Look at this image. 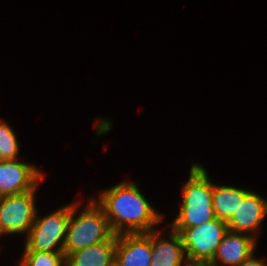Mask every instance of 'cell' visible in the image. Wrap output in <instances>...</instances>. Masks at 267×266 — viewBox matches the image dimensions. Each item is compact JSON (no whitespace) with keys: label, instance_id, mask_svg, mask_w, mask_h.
<instances>
[{"label":"cell","instance_id":"obj_6","mask_svg":"<svg viewBox=\"0 0 267 266\" xmlns=\"http://www.w3.org/2000/svg\"><path fill=\"white\" fill-rule=\"evenodd\" d=\"M35 190L0 197V238L28 234L38 211Z\"/></svg>","mask_w":267,"mask_h":266},{"label":"cell","instance_id":"obj_7","mask_svg":"<svg viewBox=\"0 0 267 266\" xmlns=\"http://www.w3.org/2000/svg\"><path fill=\"white\" fill-rule=\"evenodd\" d=\"M46 178L45 172L33 163L16 160L0 162V197L35 190Z\"/></svg>","mask_w":267,"mask_h":266},{"label":"cell","instance_id":"obj_2","mask_svg":"<svg viewBox=\"0 0 267 266\" xmlns=\"http://www.w3.org/2000/svg\"><path fill=\"white\" fill-rule=\"evenodd\" d=\"M188 181L181 188V202L177 216L169 228H189L216 218L213 209V180L203 164L194 162L189 169Z\"/></svg>","mask_w":267,"mask_h":266},{"label":"cell","instance_id":"obj_1","mask_svg":"<svg viewBox=\"0 0 267 266\" xmlns=\"http://www.w3.org/2000/svg\"><path fill=\"white\" fill-rule=\"evenodd\" d=\"M97 193L92 198L103 209L115 235L148 233L167 217L152 206L137 181H120Z\"/></svg>","mask_w":267,"mask_h":266},{"label":"cell","instance_id":"obj_3","mask_svg":"<svg viewBox=\"0 0 267 266\" xmlns=\"http://www.w3.org/2000/svg\"><path fill=\"white\" fill-rule=\"evenodd\" d=\"M79 201L70 203V218L63 247L66 257L77 250L108 241L114 235L103 209L92 197L82 206L83 209Z\"/></svg>","mask_w":267,"mask_h":266},{"label":"cell","instance_id":"obj_18","mask_svg":"<svg viewBox=\"0 0 267 266\" xmlns=\"http://www.w3.org/2000/svg\"><path fill=\"white\" fill-rule=\"evenodd\" d=\"M62 266H71V265L67 261H65Z\"/></svg>","mask_w":267,"mask_h":266},{"label":"cell","instance_id":"obj_9","mask_svg":"<svg viewBox=\"0 0 267 266\" xmlns=\"http://www.w3.org/2000/svg\"><path fill=\"white\" fill-rule=\"evenodd\" d=\"M151 260V231L117 235L114 266H150Z\"/></svg>","mask_w":267,"mask_h":266},{"label":"cell","instance_id":"obj_4","mask_svg":"<svg viewBox=\"0 0 267 266\" xmlns=\"http://www.w3.org/2000/svg\"><path fill=\"white\" fill-rule=\"evenodd\" d=\"M40 214L37 211L35 221L24 238L21 252L63 253L70 203L47 214Z\"/></svg>","mask_w":267,"mask_h":266},{"label":"cell","instance_id":"obj_17","mask_svg":"<svg viewBox=\"0 0 267 266\" xmlns=\"http://www.w3.org/2000/svg\"><path fill=\"white\" fill-rule=\"evenodd\" d=\"M184 266H211L210 263L187 262Z\"/></svg>","mask_w":267,"mask_h":266},{"label":"cell","instance_id":"obj_8","mask_svg":"<svg viewBox=\"0 0 267 266\" xmlns=\"http://www.w3.org/2000/svg\"><path fill=\"white\" fill-rule=\"evenodd\" d=\"M267 215V198L251 190L244 198L227 223L228 230L232 232L247 233L255 239L260 238L261 224Z\"/></svg>","mask_w":267,"mask_h":266},{"label":"cell","instance_id":"obj_13","mask_svg":"<svg viewBox=\"0 0 267 266\" xmlns=\"http://www.w3.org/2000/svg\"><path fill=\"white\" fill-rule=\"evenodd\" d=\"M250 191L251 189L246 187L239 188L213 182L212 200L216 218L228 223Z\"/></svg>","mask_w":267,"mask_h":266},{"label":"cell","instance_id":"obj_12","mask_svg":"<svg viewBox=\"0 0 267 266\" xmlns=\"http://www.w3.org/2000/svg\"><path fill=\"white\" fill-rule=\"evenodd\" d=\"M117 235L108 241L77 250L66 257L71 266H114Z\"/></svg>","mask_w":267,"mask_h":266},{"label":"cell","instance_id":"obj_16","mask_svg":"<svg viewBox=\"0 0 267 266\" xmlns=\"http://www.w3.org/2000/svg\"><path fill=\"white\" fill-rule=\"evenodd\" d=\"M257 253L251 254L247 259L242 261L239 265L236 266H267L266 256H255Z\"/></svg>","mask_w":267,"mask_h":266},{"label":"cell","instance_id":"obj_10","mask_svg":"<svg viewBox=\"0 0 267 266\" xmlns=\"http://www.w3.org/2000/svg\"><path fill=\"white\" fill-rule=\"evenodd\" d=\"M257 239L247 233L228 231L213 259L209 262L211 266H236L247 259L257 250Z\"/></svg>","mask_w":267,"mask_h":266},{"label":"cell","instance_id":"obj_5","mask_svg":"<svg viewBox=\"0 0 267 266\" xmlns=\"http://www.w3.org/2000/svg\"><path fill=\"white\" fill-rule=\"evenodd\" d=\"M180 237L188 262L209 263L229 231L226 222L218 218L189 228H171Z\"/></svg>","mask_w":267,"mask_h":266},{"label":"cell","instance_id":"obj_11","mask_svg":"<svg viewBox=\"0 0 267 266\" xmlns=\"http://www.w3.org/2000/svg\"><path fill=\"white\" fill-rule=\"evenodd\" d=\"M164 227L170 230L167 234L160 228L151 231L150 266H184L188 261L179 235L167 225Z\"/></svg>","mask_w":267,"mask_h":266},{"label":"cell","instance_id":"obj_15","mask_svg":"<svg viewBox=\"0 0 267 266\" xmlns=\"http://www.w3.org/2000/svg\"><path fill=\"white\" fill-rule=\"evenodd\" d=\"M16 266H62L66 261L64 253L21 252Z\"/></svg>","mask_w":267,"mask_h":266},{"label":"cell","instance_id":"obj_14","mask_svg":"<svg viewBox=\"0 0 267 266\" xmlns=\"http://www.w3.org/2000/svg\"><path fill=\"white\" fill-rule=\"evenodd\" d=\"M12 125L7 120H0V158L1 160L19 159L20 141Z\"/></svg>","mask_w":267,"mask_h":266}]
</instances>
